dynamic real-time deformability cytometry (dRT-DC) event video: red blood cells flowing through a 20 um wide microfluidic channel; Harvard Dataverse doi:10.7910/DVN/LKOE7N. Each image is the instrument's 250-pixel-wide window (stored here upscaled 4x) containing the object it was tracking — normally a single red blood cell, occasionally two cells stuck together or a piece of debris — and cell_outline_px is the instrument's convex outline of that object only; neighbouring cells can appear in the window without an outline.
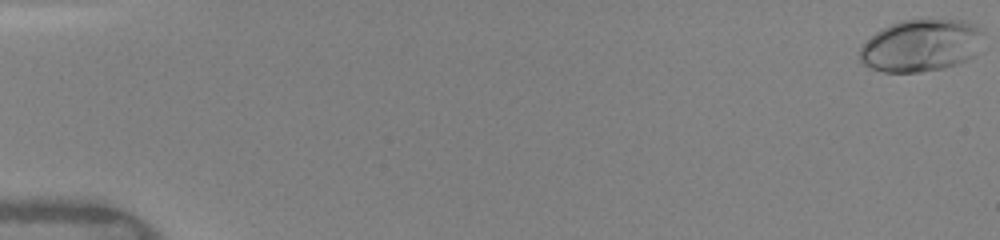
{"species": "human", "species_latin": "Homo sapiens", "temperature_condition": "warm", "stored_images_in_passage": 49, "camera_frame_rate_fps": 3000, "um_per_image_px": 0.085, "donor": {"sex": "female"}, "frame": {"image": 1, "passage_image": 1, "time_ms": 0.0, "image_size_px": [1000, 240], "cell_outline_px": [[984, 32], [976, 56], [968, 60], [944, 68], [920, 72], [884, 72], [872, 68], [864, 64], [860, 60], [860, 48], [876, 32], [892, 24], [904, 20], [964, 20], [980, 28]], "centroid_in_image_um": [78.33, 3.88], "position_along_channel_um": 6.7, "area_um2": 37.45}}
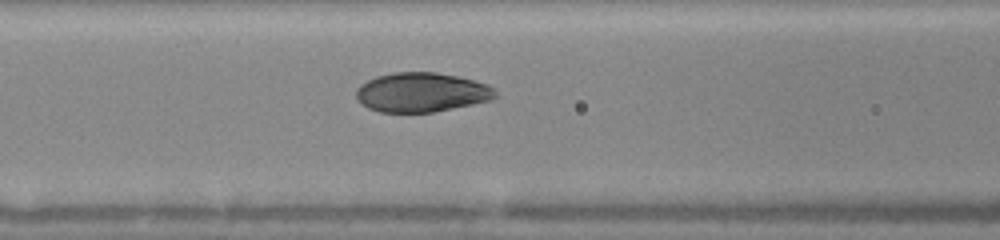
{"frame": {"image": 2, "passage_image": 22, "time_ms": 7.0, "image_size_px": [1000, 240], "cell_outline_px": [[496, 96], [492, 100], [432, 112], [380, 112], [368, 108], [356, 96], [356, 88], [360, 84], [376, 76], [396, 72], [436, 72], [456, 76], [488, 84], [496, 92]], "centroid_in_image_um": [35.82, 7.84], "position_along_channel_um": 130.8, "area_um2": 31.73}}
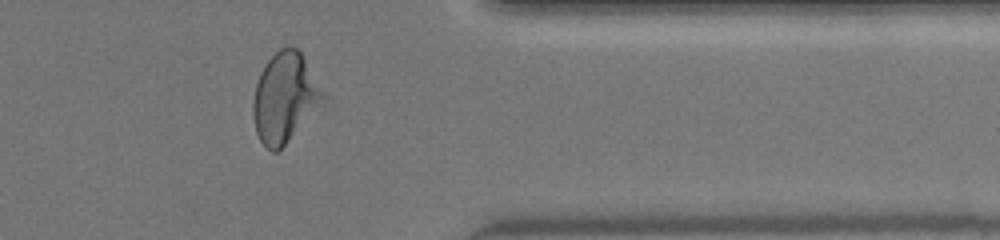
{"frame": {"image": 3, "passage_image": 41, "time_ms": 13.333, "image_size_px": [1000, 240], "cell_outline_px": [[328, 96], [284, 144], [276, 152], [272, 152], [260, 140], [256, 132], [252, 116], [252, 104], [256, 84], [260, 72], [268, 60], [280, 48], [296, 48], [300, 52]], "centroid_in_image_um": [24.19, 8.28], "position_along_channel_um": 387.2, "area_um2": 35.84}, "authors_computed_cell_mechanics": {"area_um2": 33.7552, "velocity_mm_per_s": 4.1978, "shape_relaxation_time_tau1_ms": 3.9478, "shape_relaxation_time_tau2_ms": null, "deformation_change_tau1": 0.1799, "deformation_change_tau2": null}}